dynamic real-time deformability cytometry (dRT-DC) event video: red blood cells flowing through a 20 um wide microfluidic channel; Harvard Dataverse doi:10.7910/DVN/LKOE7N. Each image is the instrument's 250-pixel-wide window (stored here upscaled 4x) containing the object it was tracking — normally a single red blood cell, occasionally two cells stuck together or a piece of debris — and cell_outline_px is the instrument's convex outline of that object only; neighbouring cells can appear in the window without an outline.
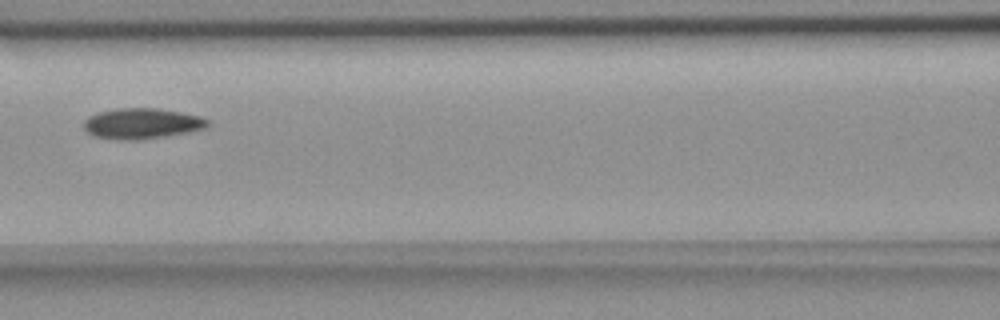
{"species": "common noctule bat (a hibernating species)", "species_latin": "Nyctalus noctula", "temperature_condition": "room temperature", "stored_images_in_passage": 3, "camera_frame_rate_fps": 3000, "um_per_image_px": 0.085, "animal": {"sex": "female", "body_mass_g": 18.4}, "frame": {"image": 1, "passage_image": 3, "time_ms": 2.333, "image_size_px": [1000, 320], "cell_outline_px": [[212, 124], [204, 128], [164, 136], [136, 140], [124, 140], [96, 136], [88, 132], [84, 128], [84, 120], [88, 116], [100, 112], [116, 108], [156, 108], [180, 112], [200, 116], [212, 120]], "centroid_in_image_um": [12.08, 10.48], "position_along_channel_um": 154.5, "area_um2": 21.91}}